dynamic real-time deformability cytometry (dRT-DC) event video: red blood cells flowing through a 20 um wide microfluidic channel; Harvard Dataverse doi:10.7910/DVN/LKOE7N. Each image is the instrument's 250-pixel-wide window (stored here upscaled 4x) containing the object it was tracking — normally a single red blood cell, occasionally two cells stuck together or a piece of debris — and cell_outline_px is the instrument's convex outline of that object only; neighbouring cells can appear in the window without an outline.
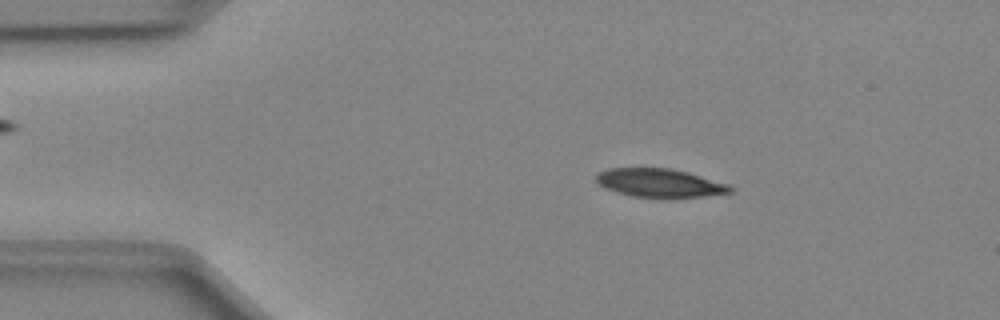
{"species": "Egyptian fruit bat (a non-hibernating species)", "species_latin": "Rousettus aegyptiacus", "temperature_condition": "cold", "stored_images_in_passage": 42, "camera_frame_rate_fps": 3000, "um_per_image_px": 0.085, "animal": {"sex": "female"}, "frame": {"image": 1, "passage_image": 1, "time_ms": 0.0, "image_size_px": [1000, 320], "cell_outline_px": [[736, 188], [732, 192], [704, 196], [632, 196], [616, 192], [604, 188], [596, 180], [596, 172], [608, 168], [668, 168], [688, 172], [728, 184]], "centroid_in_image_um": [56.05, 15.53], "position_along_channel_um": 28.9, "area_um2": 21.91}}
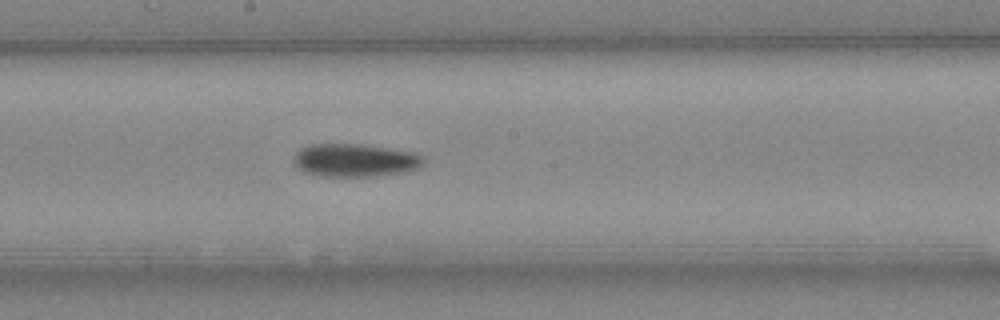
{"frame": {"image": 2, "passage_image": 19, "time_ms": 6.0, "image_size_px": [1000, 320], "cell_outline_px": [[424, 164], [420, 168], [408, 172], [376, 176], [324, 176], [304, 172], [292, 160], [296, 152], [300, 148], [312, 144], [356, 144], [416, 152], [424, 156]], "centroid_in_image_um": [30.23, 13.63], "position_along_channel_um": 218.0, "area_um2": 25.09}}
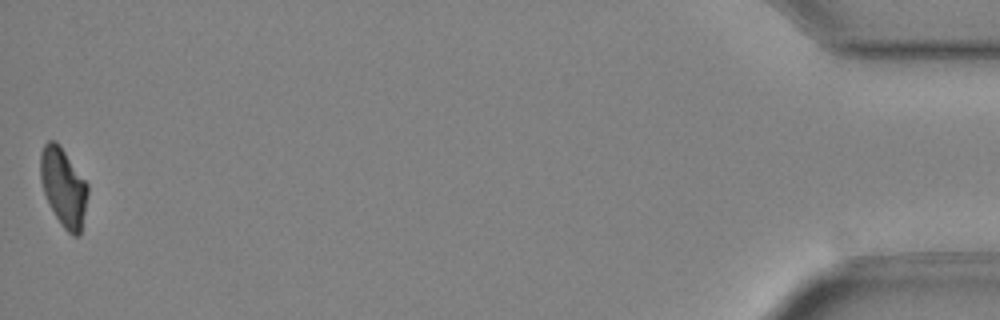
{"frame": {"image": 3, "passage_image": 42, "time_ms": 13.667, "image_size_px": [1000, 320], "cell_outline_px": [[88, 196], [80, 236], [72, 236], [60, 224], [44, 192], [40, 180], [40, 152], [44, 144], [48, 140], [56, 140], [60, 144], [88, 184]], "centroid_in_image_um": [5.4, 15.88], "position_along_channel_um": 429.8, "area_um2": 21.73}, "authors_computed_cell_mechanics": {"area_um2": 23.9003, "velocity_mm_per_s": 4.0297, "shape_relaxation_time_tau1_ms": 4.161, "shape_relaxation_time_tau2_ms": null, "deformation_change_tau1": 0.1325, "deformation_change_tau2": null}}